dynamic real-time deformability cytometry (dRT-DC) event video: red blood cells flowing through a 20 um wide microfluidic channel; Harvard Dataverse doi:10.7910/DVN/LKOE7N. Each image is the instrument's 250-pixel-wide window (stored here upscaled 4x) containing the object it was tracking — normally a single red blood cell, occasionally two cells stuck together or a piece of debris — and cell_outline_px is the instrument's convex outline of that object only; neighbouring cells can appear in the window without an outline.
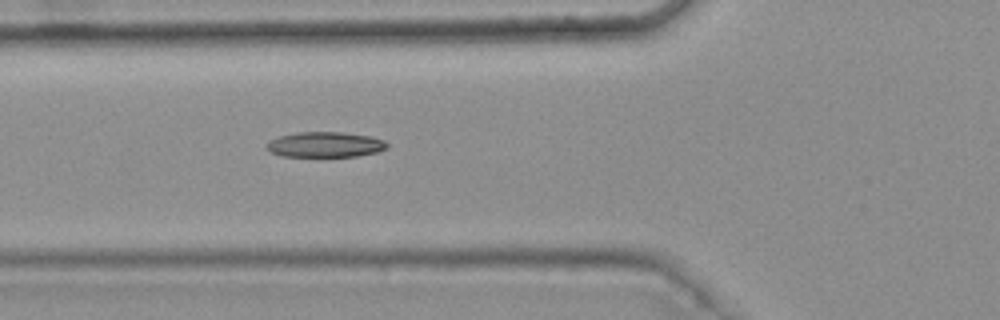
{"species": "common noctule bat (a hibernating species)", "species_latin": "Nyctalus noctula", "temperature_condition": "warm", "stored_images_in_passage": 5, "camera_frame_rate_fps": 3000, "um_per_image_px": 0.085, "animal": {"sex": "female", "body_mass_g": 25.1}, "frame": {"image": 1, "passage_image": 5, "time_ms": 1.333, "image_size_px": [1000, 320], "cell_outline_px": [[388, 144], [384, 148], [376, 152], [356, 156], [280, 156], [272, 152], [268, 148], [268, 144], [272, 140], [280, 136], [300, 132], [344, 132], [372, 136], [384, 140]], "centroid_in_image_um": [27.68, 12.28], "position_along_channel_um": 98.1, "area_um2": 17.46}}